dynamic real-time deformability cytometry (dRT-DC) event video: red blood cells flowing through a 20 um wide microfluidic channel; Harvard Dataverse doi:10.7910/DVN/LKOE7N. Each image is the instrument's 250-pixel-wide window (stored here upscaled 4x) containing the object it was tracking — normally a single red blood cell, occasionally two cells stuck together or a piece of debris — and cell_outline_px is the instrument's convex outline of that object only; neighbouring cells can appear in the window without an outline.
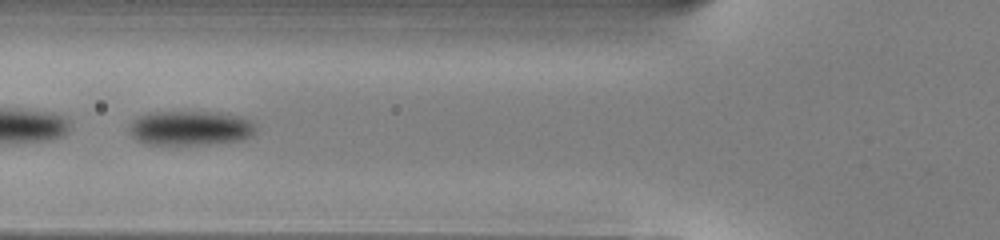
{"species": "common noctule bat (a hibernating species)", "species_latin": "Nyctalus noctula", "temperature_condition": "warm", "stored_images_in_passage": 44, "camera_frame_rate_fps": 3000, "um_per_image_px": 0.085, "animal": {"sex": "male", "body_mass_g": 13.0, "forearm_length_mm": 53.1}, "frame": {"image": 1, "passage_image": 13, "time_ms": 4.0, "image_size_px": [1000, 240], "cell_outline_px": [[256, 132], [252, 136], [240, 140], [212, 144], [144, 144], [136, 140], [128, 132], [128, 124], [136, 116], [148, 112], [216, 112], [240, 116], [252, 120], [256, 124]], "centroid_in_image_um": [16.15, 10.88], "position_along_channel_um": 109.6, "area_um2": 26.01}}
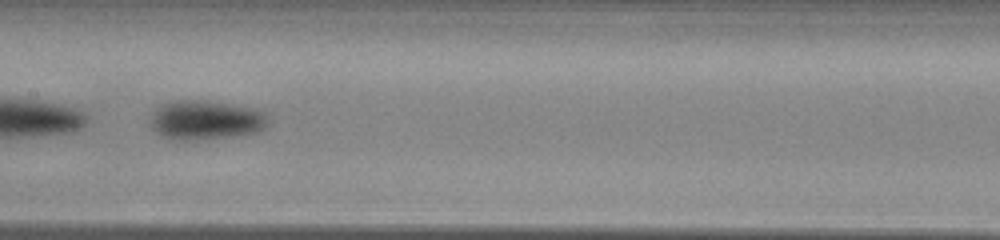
{"frame": {"image": 2, "passage_image": 19, "time_ms": 6.0, "image_size_px": [1000, 240], "cell_outline_px": [[268, 124], [260, 132], [232, 136], [196, 140], [172, 140], [160, 136], [152, 128], [152, 116], [156, 108], [160, 104], [168, 100], [208, 100], [260, 108], [268, 116]], "centroid_in_image_um": [17.52, 10.19], "position_along_channel_um": 189.9, "area_um2": 27.63}}
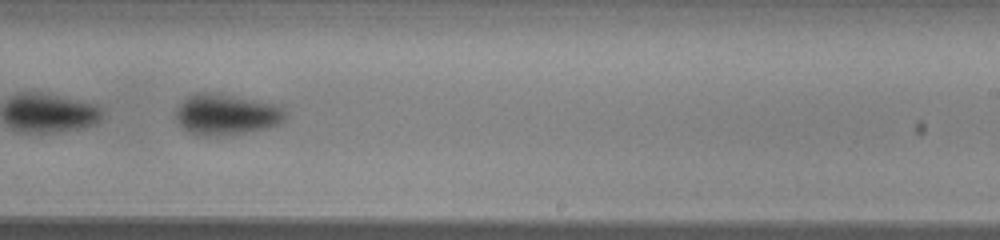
{"frame": {"image": 3, "passage_image": 25, "time_ms": 8.0, "image_size_px": [1000, 240], "cell_outline_px": [[288, 116], [280, 124], [264, 128], [244, 132], [216, 136], [196, 136], [188, 132], [176, 120], [176, 112], [180, 104], [192, 92], [212, 92], [280, 104], [288, 112]], "centroid_in_image_um": [19.27, 9.72], "position_along_channel_um": 269.7, "area_um2": 26.41}, "authors_computed_cell_mechanics": {"area_um2": 26.3857, "velocity_mm_per_s": 4.0198, "shape_relaxation_time_tau1_ms": 2.1862, "shape_relaxation_time_tau2_ms": null, "deformation_change_tau1": 0.0919, "deformation_change_tau2": null}}